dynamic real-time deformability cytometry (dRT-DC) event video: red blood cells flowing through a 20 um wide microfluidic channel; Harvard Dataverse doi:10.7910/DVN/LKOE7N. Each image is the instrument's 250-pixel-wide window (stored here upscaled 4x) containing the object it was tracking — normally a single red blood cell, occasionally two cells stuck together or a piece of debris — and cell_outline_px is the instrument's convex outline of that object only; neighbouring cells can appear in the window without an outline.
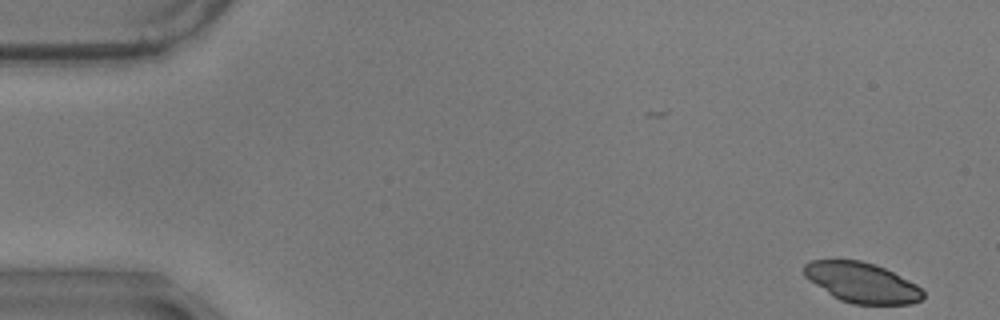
{"species": "common noctule bat (a hibernating species)", "species_latin": "Nyctalus noctula", "temperature_condition": "warm", "stored_images_in_passage": 56, "camera_frame_rate_fps": 3000, "um_per_image_px": 0.085, "animal": {"sex": "male", "body_mass_g": 17.9}, "frame": {"image": 1, "passage_image": 1, "time_ms": 0.0, "image_size_px": [1000, 320], "cell_outline_px": [[924, 296], [920, 300], [912, 304], [852, 304], [840, 300], [832, 296], [808, 280], [804, 276], [804, 264], [812, 260], [860, 260], [884, 268], [916, 284], [924, 292]], "centroid_in_image_um": [73.23, 24.03], "position_along_channel_um": 11.8, "area_um2": 27.69}}